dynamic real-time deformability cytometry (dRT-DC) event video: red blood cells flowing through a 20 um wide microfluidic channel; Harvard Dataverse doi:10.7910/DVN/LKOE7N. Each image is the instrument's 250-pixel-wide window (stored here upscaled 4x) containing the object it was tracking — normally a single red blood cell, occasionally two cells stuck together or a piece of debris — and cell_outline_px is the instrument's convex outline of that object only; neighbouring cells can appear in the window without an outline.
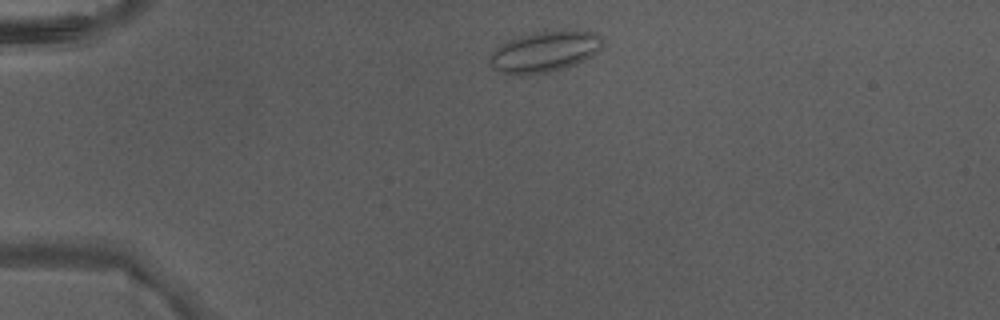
{"species": "Egyptian fruit bat (a non-hibernating species)", "species_latin": "Rousettus aegyptiacus", "temperature_condition": "warm", "stored_images_in_passage": 2, "camera_frame_rate_fps": 3000, "um_per_image_px": 0.085, "animal": {"sex": "male"}, "frame": {"image": 1, "passage_image": 1, "time_ms": 0.0, "image_size_px": [1000, 320], "cell_outline_px": [[604, 40], [600, 48], [592, 56], [576, 64], [548, 72], [512, 76], [496, 72], [488, 60], [488, 56], [504, 40], [512, 36], [536, 32], [596, 32]], "centroid_in_image_um": [46.19, 4.42], "position_along_channel_um": 38.8, "area_um2": 26.99}}